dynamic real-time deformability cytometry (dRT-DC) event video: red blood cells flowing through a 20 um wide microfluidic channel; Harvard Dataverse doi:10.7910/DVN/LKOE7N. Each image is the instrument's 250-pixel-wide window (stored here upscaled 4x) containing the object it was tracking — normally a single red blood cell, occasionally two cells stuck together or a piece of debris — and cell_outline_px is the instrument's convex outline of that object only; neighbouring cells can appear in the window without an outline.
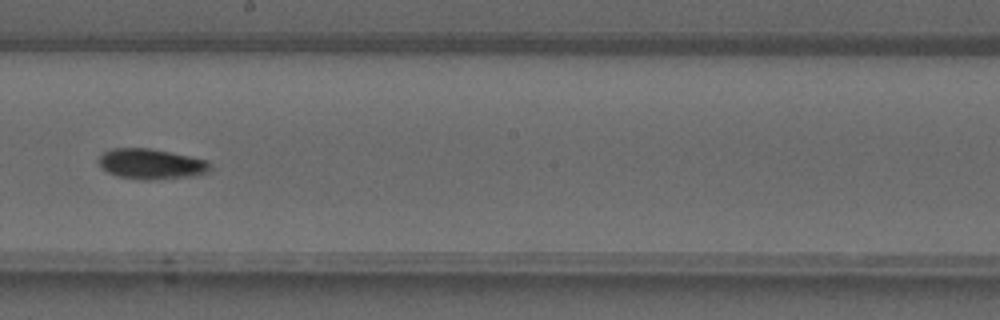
{"species": "common noctule bat (a hibernating species)", "species_latin": "Nyctalus noctula", "temperature_condition": "warm", "stored_images_in_passage": 36, "camera_frame_rate_fps": 3000, "um_per_image_px": 0.085, "animal": {"sex": "male", "forearm_length_mm": 52.5}, "frame": {"image": 1, "passage_image": 20, "time_ms": 6.333, "image_size_px": [1000, 320], "cell_outline_px": [[212, 168], [208, 172], [196, 176], [148, 180], [140, 180], [116, 176], [108, 172], [96, 160], [104, 152], [112, 148], [148, 148], [208, 160], [212, 164]], "centroid_in_image_um": [12.87, 13.95], "position_along_channel_um": 235.3, "area_um2": 19.83}}
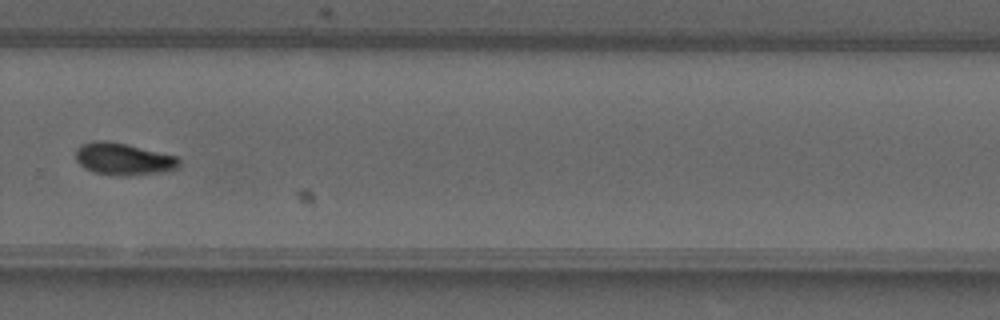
{"frame": {"image": 2, "passage_image": 25, "time_ms": 8.0, "image_size_px": [1000, 320], "cell_outline_px": [[180, 168], [164, 172], [124, 176], [92, 172], [84, 168], [76, 160], [76, 148], [80, 144], [92, 140], [108, 140], [128, 144], [180, 156]], "centroid_in_image_um": [10.52, 13.5], "position_along_channel_um": 319.3, "area_um2": 19.88}}